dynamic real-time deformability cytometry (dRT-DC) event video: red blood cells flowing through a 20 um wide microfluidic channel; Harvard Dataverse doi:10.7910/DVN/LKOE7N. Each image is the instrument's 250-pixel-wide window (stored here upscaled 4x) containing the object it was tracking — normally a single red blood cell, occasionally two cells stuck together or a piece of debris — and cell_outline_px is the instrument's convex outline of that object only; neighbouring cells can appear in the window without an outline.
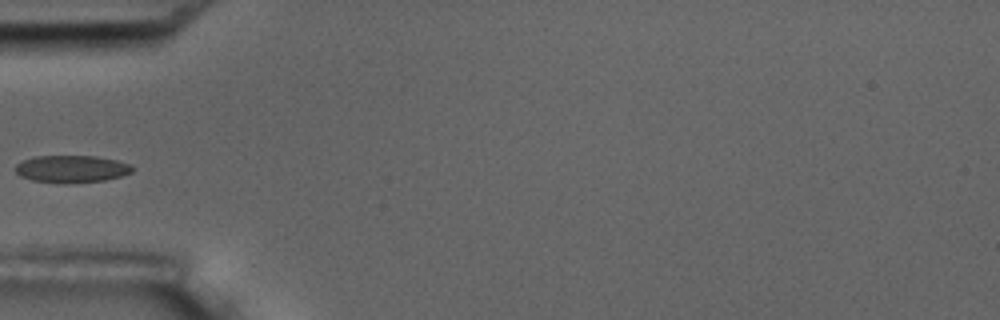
{"species": "common noctule bat (a hibernating species)", "species_latin": "Nyctalus noctula", "temperature_condition": "room temperature", "stored_images_in_passage": 7, "camera_frame_rate_fps": 3000, "um_per_image_px": 0.085, "animal": {"sex": "male", "body_mass_g": 17.5, "forearm_length_mm": 52.3}, "frame": {"image": 1, "passage_image": 5, "time_ms": 5.667, "image_size_px": [1000, 320], "cell_outline_px": [[136, 168], [132, 172], [120, 176], [104, 180], [64, 184], [32, 180], [20, 176], [12, 168], [20, 160], [32, 156], [96, 156], [116, 160], [128, 164]], "centroid_in_image_um": [6.02, 14.35], "position_along_channel_um": 79.0, "area_um2": 18.84}}